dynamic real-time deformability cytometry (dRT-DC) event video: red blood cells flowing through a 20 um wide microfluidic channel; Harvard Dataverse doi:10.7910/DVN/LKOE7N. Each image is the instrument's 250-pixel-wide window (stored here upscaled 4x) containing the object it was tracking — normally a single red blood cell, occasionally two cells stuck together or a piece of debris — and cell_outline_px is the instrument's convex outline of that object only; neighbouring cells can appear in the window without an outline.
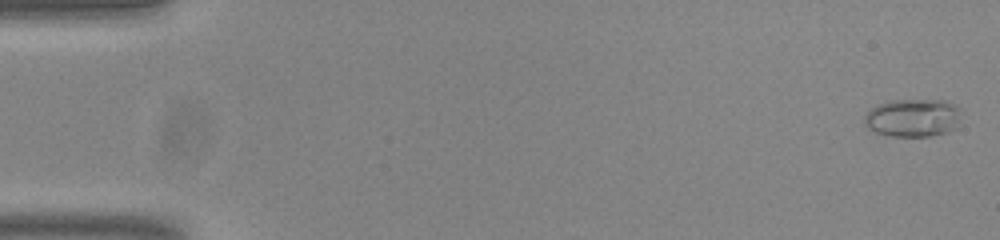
{"species": "common noctule bat (a hibernating species)", "species_latin": "Nyctalus noctula", "temperature_condition": "room temperature", "stored_images_in_passage": 54, "camera_frame_rate_fps": 3000, "um_per_image_px": 0.085, "animal": {"sex": "male", "body_mass_g": 20.0, "forearm_length_mm": 53.3}, "frame": {"image": 1, "passage_image": 2, "time_ms": 0.333, "image_size_px": [1000, 240], "cell_outline_px": [[960, 108], [956, 128], [948, 132], [932, 136], [884, 136], [868, 128], [864, 124], [864, 116], [872, 108], [880, 104], [892, 100], [944, 100], [956, 104]], "centroid_in_image_um": [77.6, 10.02], "position_along_channel_um": 7.4, "area_um2": 21.56}}
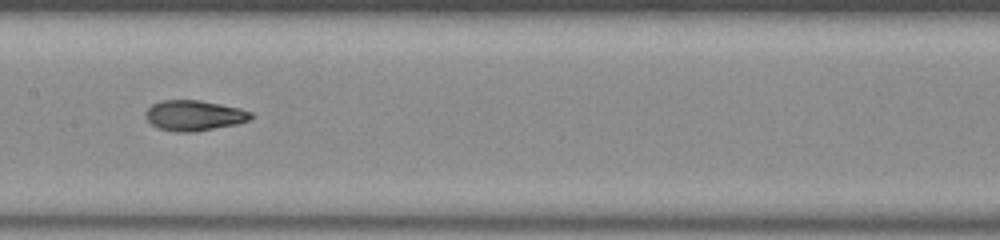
{"frame": {"image": 2, "passage_image": 28, "time_ms": 9.0, "image_size_px": [1000, 240], "cell_outline_px": [[256, 116], [248, 120], [236, 124], [192, 132], [176, 132], [160, 128], [152, 124], [144, 116], [144, 112], [152, 104], [160, 100], [200, 100], [240, 108], [252, 112]], "centroid_in_image_um": [16.5, 9.8], "position_along_channel_um": 190.9, "area_um2": 18.67}}
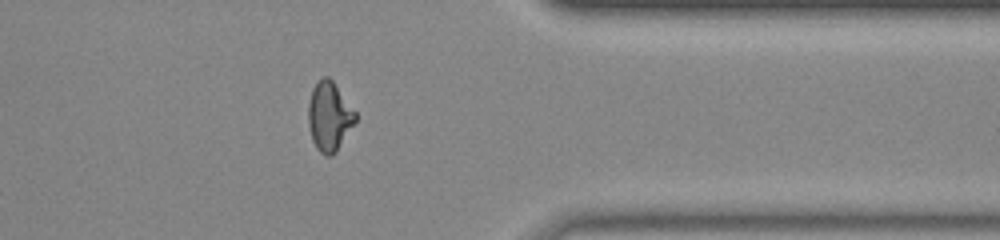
{"frame": {"image": 3, "passage_image": 44, "time_ms": 14.333, "image_size_px": [1000, 240], "cell_outline_px": [[356, 120], [336, 152], [332, 156], [324, 156], [316, 148], [312, 140], [308, 124], [308, 104], [312, 88], [324, 76], [328, 76], [332, 80], [356, 112]], "centroid_in_image_um": [27.97, 9.92], "position_along_channel_um": 383.4, "area_um2": 18.9}, "authors_computed_cell_mechanics": {"area_um2": 18.8139, "velocity_mm_per_s": 3.8417, "shape_relaxation_time_tau1_ms": 5.0003, "shape_relaxation_time_tau2_ms": 1.6612, "deformation_change_tau1": 0.2122, "deformation_change_tau2": 0.0739}}